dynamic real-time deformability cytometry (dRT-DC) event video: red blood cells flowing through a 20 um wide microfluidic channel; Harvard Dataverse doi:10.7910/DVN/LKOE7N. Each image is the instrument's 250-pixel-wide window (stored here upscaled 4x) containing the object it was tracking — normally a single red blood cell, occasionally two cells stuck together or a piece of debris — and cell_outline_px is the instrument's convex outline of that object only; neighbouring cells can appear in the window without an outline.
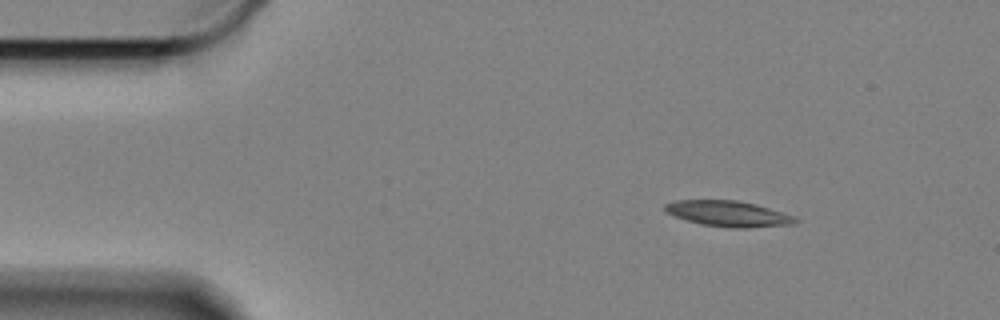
{"species": "Egyptian fruit bat (a non-hibernating species)", "species_latin": "Rousettus aegyptiacus", "temperature_condition": "cold", "stored_images_in_passage": 53, "camera_frame_rate_fps": 3000, "um_per_image_px": 0.085, "animal": {"sex": "female"}, "frame": {"image": 1, "passage_image": 1, "time_ms": 0.0, "image_size_px": [1000, 320], "cell_outline_px": [[800, 220], [792, 224], [748, 228], [728, 228], [700, 224], [664, 212], [664, 204], [676, 200], [736, 200], [756, 204], [796, 216]], "centroid_in_image_um": [61.92, 18.16], "position_along_channel_um": 23.1, "area_um2": 19.65}}
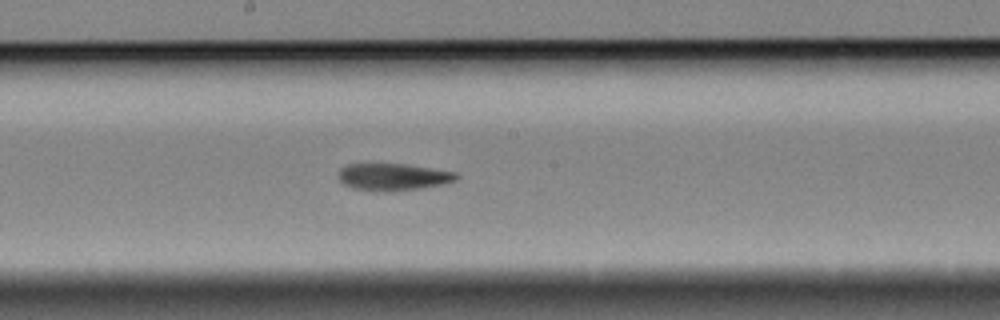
{"frame": {"image": 2, "passage_image": 24, "time_ms": 7.667, "image_size_px": [1000, 320], "cell_outline_px": [[460, 176], [456, 180], [444, 184], [420, 188], [384, 192], [380, 192], [356, 188], [344, 184], [336, 176], [340, 168], [348, 164], [408, 164], [456, 172]], "centroid_in_image_um": [33.42, 15.03], "position_along_channel_um": 214.8, "area_um2": 18.67}}
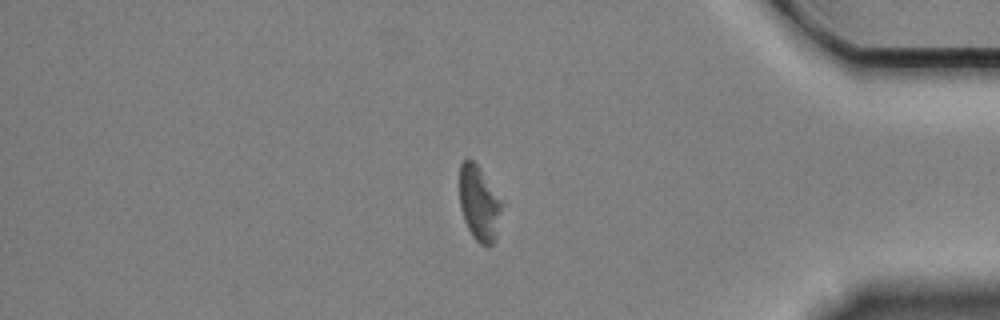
{"frame": {"image": 3, "passage_image": 43, "time_ms": 14.0, "image_size_px": [1000, 320], "cell_outline_px": [[504, 204], [496, 240], [488, 248], [480, 244], [472, 236], [464, 220], [460, 208], [460, 164], [464, 156], [468, 156], [476, 164], [504, 200]], "centroid_in_image_um": [40.77, 17.29], "position_along_channel_um": 394.4, "area_um2": 19.19}}